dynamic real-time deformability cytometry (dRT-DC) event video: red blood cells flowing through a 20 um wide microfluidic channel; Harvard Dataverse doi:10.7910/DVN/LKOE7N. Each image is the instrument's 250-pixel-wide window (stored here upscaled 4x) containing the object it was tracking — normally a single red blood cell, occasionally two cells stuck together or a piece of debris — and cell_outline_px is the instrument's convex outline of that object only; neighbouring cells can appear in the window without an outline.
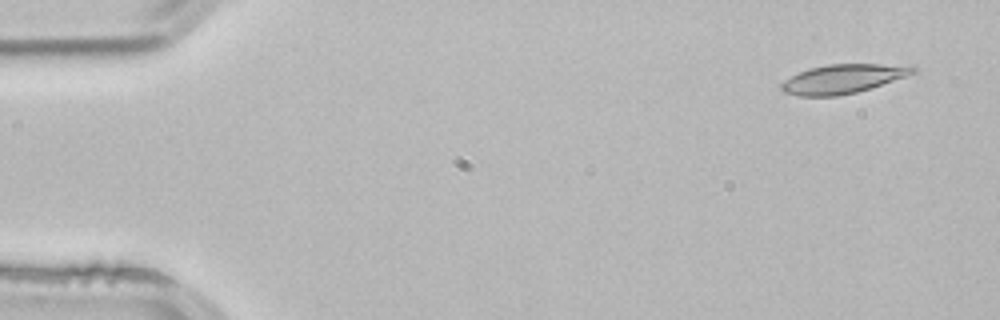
{"species": "common noctule bat (a hibernating species)", "species_latin": "Nyctalus noctula", "temperature_condition": "room temperature", "stored_images_in_passage": 3, "camera_frame_rate_fps": 3000, "um_per_image_px": 0.085, "animal": {"sex": "male", "body_mass_g": 21.5, "forearm_length_mm": 52.0}, "frame": {"image": 1, "passage_image": 1, "time_ms": 0.0, "image_size_px": [1000, 320], "cell_outline_px": [[920, 68], [916, 72], [856, 92], [836, 96], [800, 96], [784, 92], [780, 88], [780, 84], [784, 80], [808, 68], [828, 64], [916, 64]], "centroid_in_image_um": [71.69, 6.67], "position_along_channel_um": 13.3, "area_um2": 22.25}}